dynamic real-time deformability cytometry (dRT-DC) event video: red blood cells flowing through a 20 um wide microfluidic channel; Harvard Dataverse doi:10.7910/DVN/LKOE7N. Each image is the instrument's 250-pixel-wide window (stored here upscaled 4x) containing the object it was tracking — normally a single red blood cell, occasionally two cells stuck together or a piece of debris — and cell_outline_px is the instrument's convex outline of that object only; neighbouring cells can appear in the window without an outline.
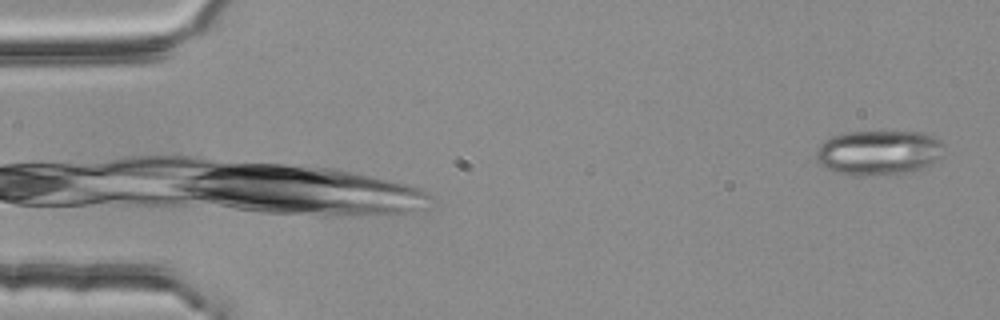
{"species": "common noctule bat (a hibernating species)", "species_latin": "Nyctalus noctula", "temperature_condition": "room temperature", "stored_images_in_passage": 2, "camera_frame_rate_fps": 3000, "um_per_image_px": 0.085, "animal": {"sex": "female", "body_mass_g": 25.1}, "frame": {"image": 1, "passage_image": 2, "time_ms": 0.333, "image_size_px": [1000, 320], "cell_outline_px": [[944, 156], [928, 164], [904, 172], [872, 176], [852, 176], [832, 172], [820, 164], [816, 160], [816, 148], [824, 140], [832, 136], [844, 132], [920, 132], [932, 136], [940, 140], [944, 144]], "centroid_in_image_um": [74.63, 12.97], "position_along_channel_um": 10.4, "area_um2": 33.58}}